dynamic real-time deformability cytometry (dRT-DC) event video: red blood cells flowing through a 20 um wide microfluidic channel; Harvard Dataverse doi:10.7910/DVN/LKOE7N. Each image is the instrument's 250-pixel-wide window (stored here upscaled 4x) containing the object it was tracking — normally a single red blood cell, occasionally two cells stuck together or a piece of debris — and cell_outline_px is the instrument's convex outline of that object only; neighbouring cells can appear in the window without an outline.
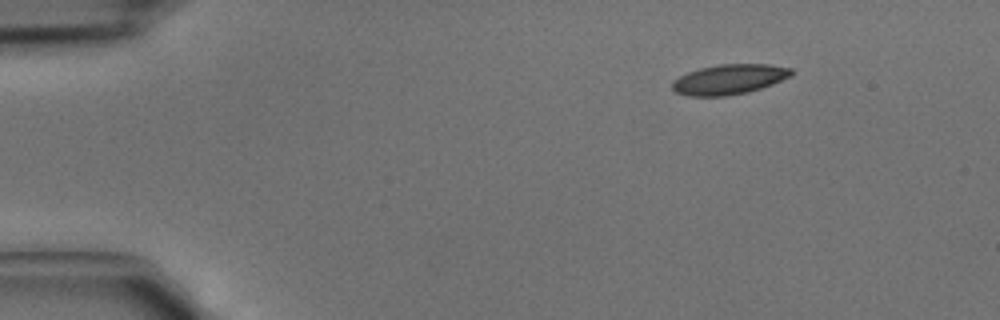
{"species": "common noctule bat (a hibernating species)", "species_latin": "Nyctalus noctula", "temperature_condition": "cold", "stored_images_in_passage": 2, "camera_frame_rate_fps": 3000, "um_per_image_px": 0.085, "animal": {"sex": "male", "body_mass_g": 15.6}, "frame": {"image": 1, "passage_image": 1, "time_ms": 0.0, "image_size_px": [1000, 320], "cell_outline_px": [[796, 72], [792, 76], [772, 84], [748, 92], [724, 96], [688, 96], [676, 92], [672, 88], [672, 80], [688, 72], [700, 68], [720, 64], [768, 64], [792, 68]], "centroid_in_image_um": [62.0, 6.74], "position_along_channel_um": 23.0, "area_um2": 20.92}}